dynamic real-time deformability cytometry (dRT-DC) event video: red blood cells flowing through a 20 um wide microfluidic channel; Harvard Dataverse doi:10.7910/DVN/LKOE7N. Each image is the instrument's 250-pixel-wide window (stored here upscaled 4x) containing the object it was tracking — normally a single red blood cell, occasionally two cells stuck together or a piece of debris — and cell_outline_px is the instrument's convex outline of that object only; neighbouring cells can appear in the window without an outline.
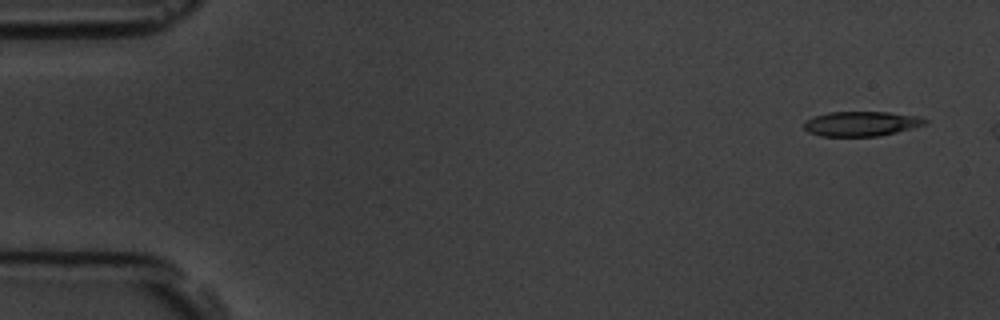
{"species": "common noctule bat (a hibernating species)", "species_latin": "Nyctalus noctula", "temperature_condition": "room temperature", "stored_images_in_passage": 3, "segment_of_instrument_passage": [1, 2], "camera_frame_rate_fps": 3000, "um_per_image_px": 0.085, "animal": {"sex": "male", "body_mass_g": 19.5, "forearm_length_mm": 54.6}, "frame": {"image": 1, "passage_image": 1, "time_ms": 0.0, "image_size_px": [1000, 320], "cell_outline_px": [[928, 120], [924, 124], [912, 128], [896, 132], [876, 136], [820, 136], [808, 132], [804, 128], [804, 120], [812, 116], [828, 112], [888, 112], [920, 116]], "centroid_in_image_um": [73.16, 10.51], "position_along_channel_um": 11.8, "area_um2": 17.51}}